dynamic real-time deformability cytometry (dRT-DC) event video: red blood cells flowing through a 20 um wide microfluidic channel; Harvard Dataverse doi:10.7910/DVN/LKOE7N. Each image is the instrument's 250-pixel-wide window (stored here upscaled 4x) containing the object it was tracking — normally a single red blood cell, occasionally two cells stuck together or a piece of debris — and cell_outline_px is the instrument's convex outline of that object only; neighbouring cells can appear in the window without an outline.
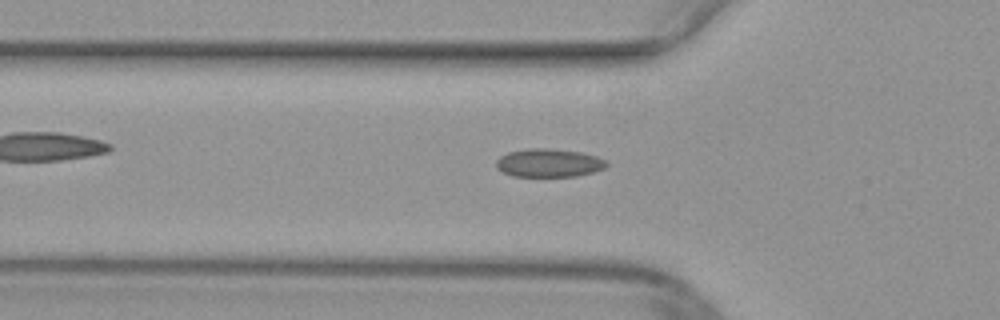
{"species": "common noctule bat (a hibernating species)", "species_latin": "Nyctalus noctula", "temperature_condition": "warm", "stored_images_in_passage": 31, "camera_frame_rate_fps": 3000, "um_per_image_px": 0.085, "animal": {"sex": "female", "body_mass_g": 29.2, "forearm_length_mm": 56.3}, "frame": {"image": 1, "passage_image": 3, "time_ms": 0.667, "image_size_px": [1000, 320], "cell_outline_px": [[608, 164], [604, 168], [592, 172], [576, 176], [512, 176], [496, 168], [496, 160], [500, 156], [508, 152], [528, 148], [548, 148], [580, 152], [596, 156], [604, 160]], "centroid_in_image_um": [46.62, 13.84], "position_along_channel_um": 79.2, "area_um2": 18.09}}
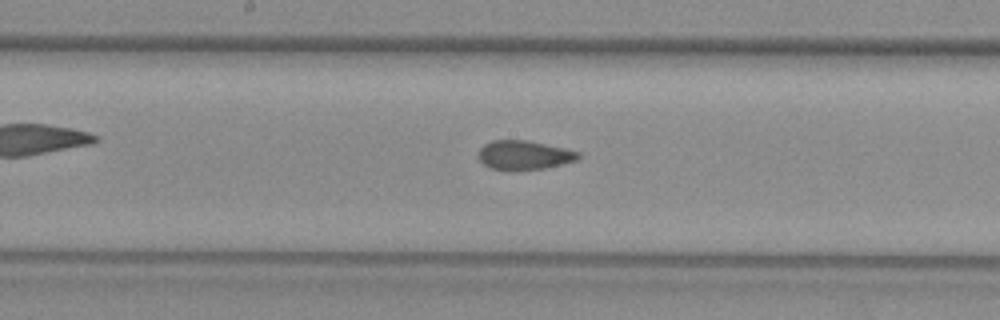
{"frame": {"image": 2, "passage_image": 12, "time_ms": 3.667, "image_size_px": [1000, 320], "cell_outline_px": [[580, 156], [576, 160], [544, 168], [516, 172], [508, 172], [488, 168], [480, 160], [480, 148], [484, 144], [492, 140], [524, 140], [564, 148], [580, 152]], "centroid_in_image_um": [44.51, 13.22], "position_along_channel_um": 203.7, "area_um2": 17.11}}
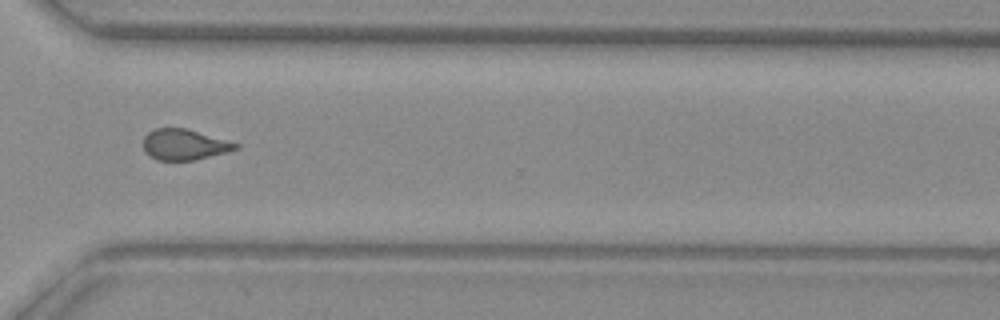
{"frame": {"image": 3, "passage_image": 23, "time_ms": 7.333, "image_size_px": [1000, 320], "cell_outline_px": [[240, 148], [196, 160], [156, 160], [148, 156], [144, 152], [144, 136], [148, 132], [156, 128], [184, 128], [240, 144]], "centroid_in_image_um": [15.63, 12.3], "position_along_channel_um": 355.0, "area_um2": 16.47}}